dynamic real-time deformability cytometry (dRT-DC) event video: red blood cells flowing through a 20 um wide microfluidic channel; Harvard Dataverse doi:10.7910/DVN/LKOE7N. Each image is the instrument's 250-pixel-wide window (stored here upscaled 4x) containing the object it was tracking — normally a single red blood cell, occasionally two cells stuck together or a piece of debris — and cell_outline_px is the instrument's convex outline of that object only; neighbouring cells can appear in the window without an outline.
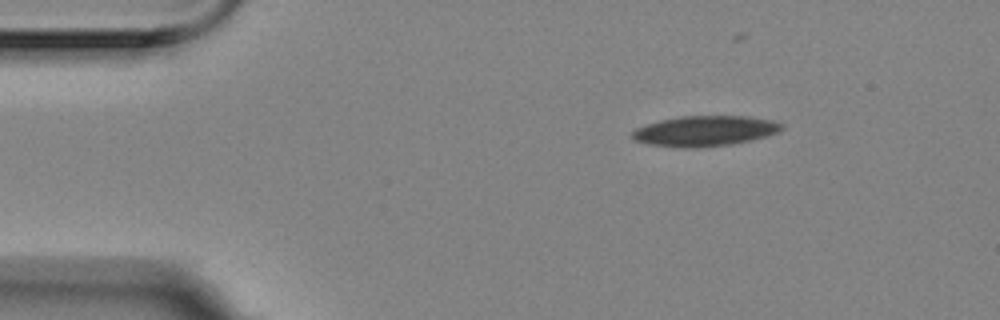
{"species": "Egyptian fruit bat (a non-hibernating species)", "species_latin": "Rousettus aegyptiacus", "temperature_condition": "room temperature", "stored_images_in_passage": 4, "camera_frame_rate_fps": 3000, "um_per_image_px": 0.085, "animal": {"sex": "female"}, "frame": {"image": 1, "passage_image": 1, "time_ms": 0.0, "image_size_px": [1000, 320], "cell_outline_px": [[784, 128], [780, 132], [752, 140], [732, 144], [692, 148], [684, 148], [648, 144], [636, 140], [632, 136], [632, 132], [636, 128], [660, 120], [680, 116], [748, 116], [772, 120], [784, 124]], "centroid_in_image_um": [59.97, 11.13], "position_along_channel_um": 25.0, "area_um2": 26.47}}
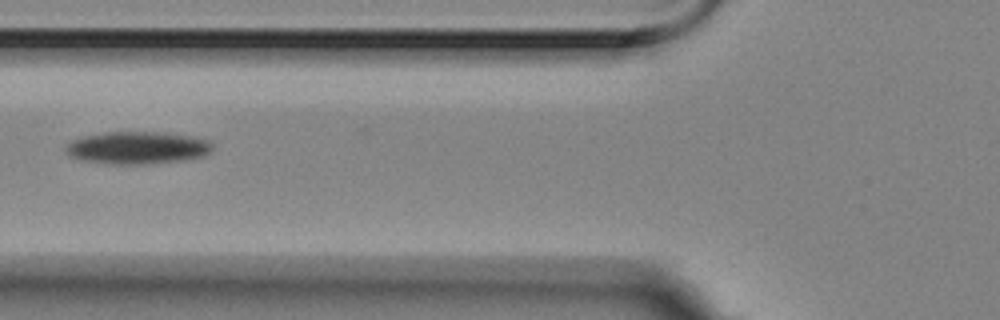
{"frame": {"image": 2, "passage_image": 4, "time_ms": 1.0, "image_size_px": [1000, 320], "cell_outline_px": [[212, 152], [204, 156], [184, 160], [148, 164], [108, 164], [84, 160], [68, 156], [64, 152], [64, 148], [72, 140], [84, 136], [104, 132], [164, 132], [192, 136], [208, 140], [212, 144]], "centroid_in_image_um": [11.68, 12.56], "position_along_channel_um": 114.1, "area_um2": 28.03}}